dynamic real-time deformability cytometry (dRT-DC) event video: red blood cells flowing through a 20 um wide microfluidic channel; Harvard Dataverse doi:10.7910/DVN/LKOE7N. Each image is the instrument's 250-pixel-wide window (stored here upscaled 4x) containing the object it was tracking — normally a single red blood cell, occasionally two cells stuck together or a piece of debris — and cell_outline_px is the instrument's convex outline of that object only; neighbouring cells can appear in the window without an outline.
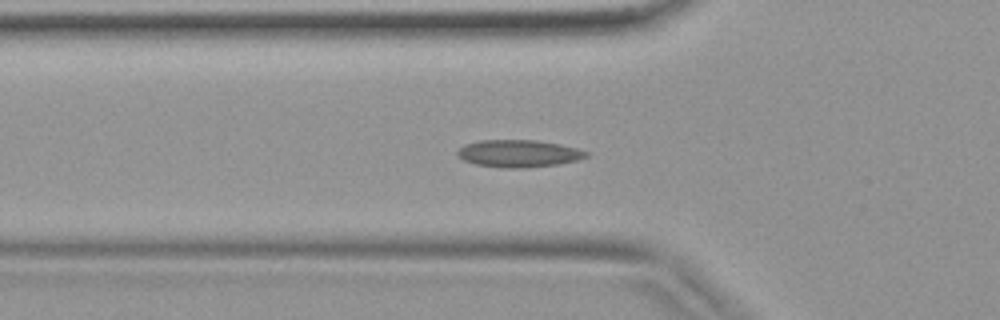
{"species": "common noctule bat (a hibernating species)", "species_latin": "Nyctalus noctula", "temperature_condition": "warm", "stored_images_in_passage": 34, "camera_frame_rate_fps": 3000, "um_per_image_px": 0.085, "animal": {"sex": "female", "body_mass_g": 19.9}, "frame": {"image": 1, "passage_image": 13, "time_ms": 4.0, "image_size_px": [1000, 320], "cell_outline_px": [[588, 156], [576, 160], [560, 164], [524, 168], [504, 168], [476, 164], [464, 160], [456, 156], [456, 152], [464, 144], [480, 140], [536, 140], [560, 144], [576, 148], [588, 152]], "centroid_in_image_um": [44.06, 13.05], "position_along_channel_um": 81.7, "area_um2": 20.52}}
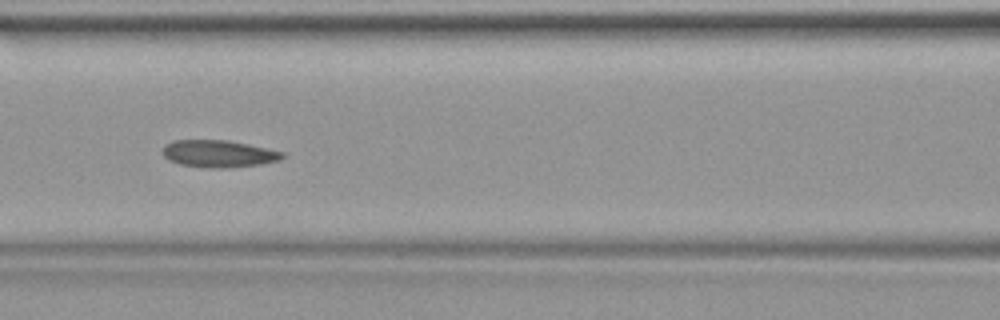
{"frame": {"image": 2, "passage_image": 17, "time_ms": 5.333, "image_size_px": [1000, 320], "cell_outline_px": [[284, 156], [280, 160], [260, 164], [180, 164], [168, 160], [160, 152], [164, 144], [172, 140], [228, 140], [248, 144], [284, 152]], "centroid_in_image_um": [18.52, 12.98], "position_along_channel_um": 148.1, "area_um2": 17.69}}
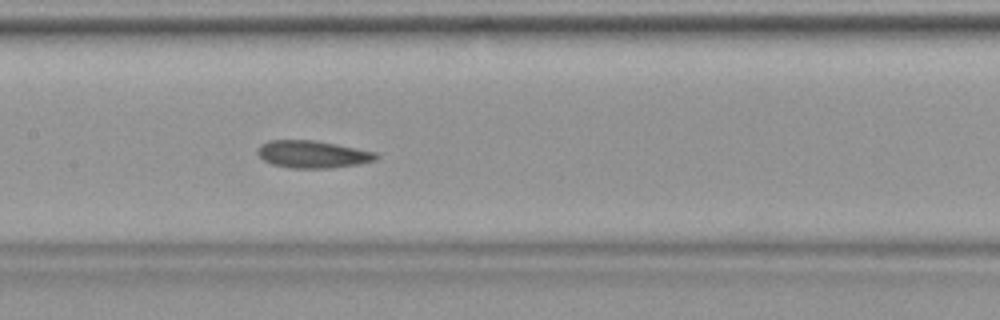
{"frame": {"image": 3, "passage_image": 19, "time_ms": 6.0, "image_size_px": [1000, 320], "cell_outline_px": [[380, 156], [376, 160], [360, 164], [328, 168], [292, 168], [272, 164], [264, 160], [256, 152], [256, 148], [260, 144], [268, 140], [316, 140], [376, 152]], "centroid_in_image_um": [26.56, 13.1], "position_along_channel_um": 180.8, "area_um2": 19.02}}